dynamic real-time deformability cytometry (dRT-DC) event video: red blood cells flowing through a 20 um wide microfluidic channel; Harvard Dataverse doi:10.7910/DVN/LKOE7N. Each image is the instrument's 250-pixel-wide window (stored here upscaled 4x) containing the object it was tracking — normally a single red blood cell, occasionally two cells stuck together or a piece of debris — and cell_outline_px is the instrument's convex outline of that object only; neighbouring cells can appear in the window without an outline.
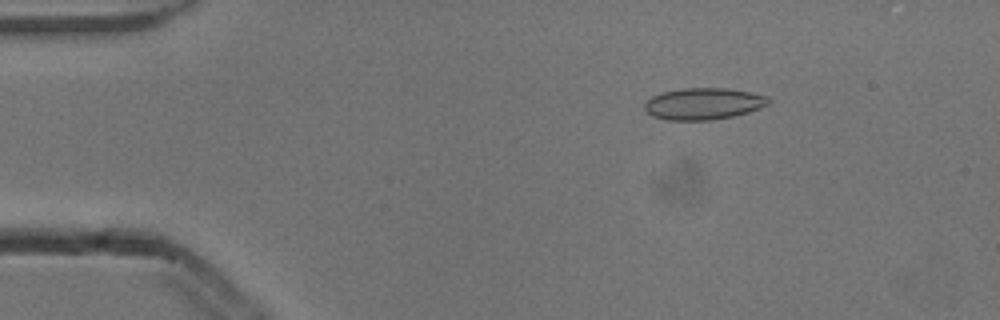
{"species": "common noctule bat (a hibernating species)", "species_latin": "Nyctalus noctula", "temperature_condition": "cold", "stored_images_in_passage": 5, "camera_frame_rate_fps": 3000, "um_per_image_px": 0.085, "animal": {"sex": "male", "body_mass_g": 13.3}, "frame": {"image": 1, "passage_image": 3, "time_ms": 0.667, "image_size_px": [1000, 320], "cell_outline_px": [[768, 104], [760, 108], [748, 112], [732, 116], [712, 120], [668, 120], [652, 116], [644, 108], [644, 104], [652, 96], [660, 92], [684, 88], [724, 88], [748, 92], [768, 96]], "centroid_in_image_um": [59.76, 8.82], "position_along_channel_um": 25.2, "area_um2": 22.72}}